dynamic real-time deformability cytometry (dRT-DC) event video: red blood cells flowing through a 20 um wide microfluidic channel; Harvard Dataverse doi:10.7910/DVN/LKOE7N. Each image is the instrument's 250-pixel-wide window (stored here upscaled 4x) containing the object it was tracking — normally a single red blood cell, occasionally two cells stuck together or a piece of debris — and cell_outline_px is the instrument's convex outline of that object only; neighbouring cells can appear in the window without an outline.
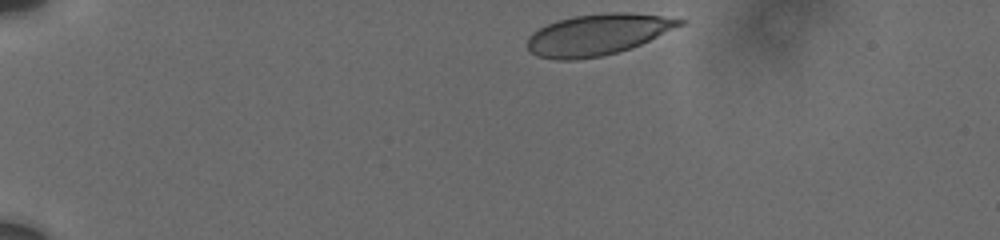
{"species": "human", "species_latin": "Homo sapiens", "temperature_condition": "cold", "stored_images_in_passage": 16, "camera_frame_rate_fps": 3000, "um_per_image_px": 0.085, "donor": {"sex": "male"}, "frame": {"image": 1, "passage_image": 1, "time_ms": 0.0, "image_size_px": [1000, 240], "cell_outline_px": [[688, 20], [684, 24], [632, 48], [600, 56], [576, 60], [556, 60], [536, 56], [528, 48], [528, 36], [532, 32], [556, 20], [572, 16], [604, 12], [628, 12], [660, 16]], "centroid_in_image_um": [50.79, 2.93], "position_along_channel_um": 34.2, "area_um2": 36.53}}
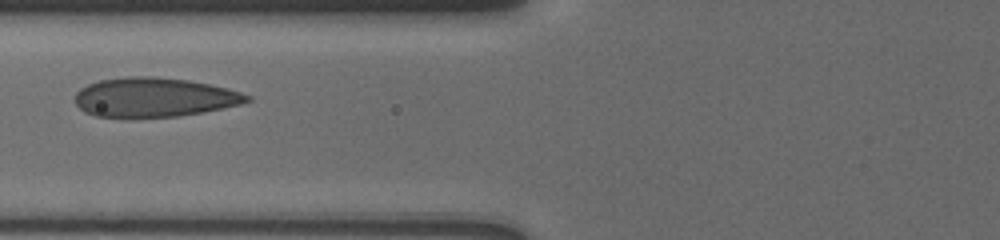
{"frame": {"image": 2, "passage_image": 7, "time_ms": 4.333, "image_size_px": [1000, 240], "cell_outline_px": [[252, 100], [240, 104], [180, 116], [96, 116], [84, 112], [76, 104], [76, 92], [80, 88], [88, 84], [100, 80], [128, 76], [156, 76], [188, 80], [228, 88], [252, 96]], "centroid_in_image_um": [13.11, 8.25], "position_along_channel_um": 112.7, "area_um2": 38.96}}
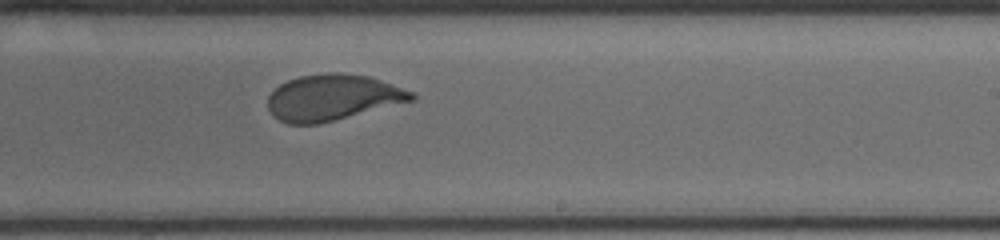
{"frame": {"image": 3, "passage_image": 16, "time_ms": 8.333, "image_size_px": [1000, 240], "cell_outline_px": [[416, 100], [336, 120], [316, 124], [288, 124], [272, 116], [268, 108], [268, 96], [280, 84], [288, 80], [300, 76], [324, 72], [340, 72], [368, 76], [416, 92]], "centroid_in_image_um": [28.3, 8.28], "position_along_channel_um": 260.7, "area_um2": 38.84}}